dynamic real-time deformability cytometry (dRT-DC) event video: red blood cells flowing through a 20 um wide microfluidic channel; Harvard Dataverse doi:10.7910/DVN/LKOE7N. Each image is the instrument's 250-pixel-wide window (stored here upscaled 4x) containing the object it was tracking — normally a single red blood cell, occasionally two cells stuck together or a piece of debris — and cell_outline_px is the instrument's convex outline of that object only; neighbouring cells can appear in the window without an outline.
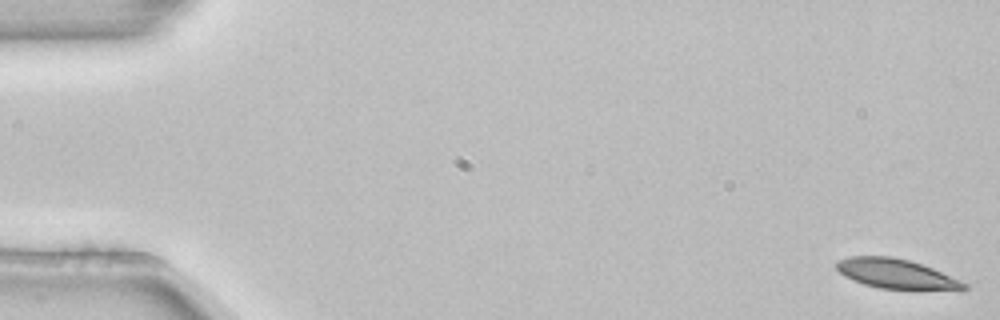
{"species": "common noctule bat (a hibernating species)", "species_latin": "Nyctalus noctula", "temperature_condition": "room temperature", "stored_images_in_passage": 4, "camera_frame_rate_fps": 3000, "um_per_image_px": 0.085, "animal": {"sex": "female", "body_mass_g": 22.7, "forearm_length_mm": 54.2}, "frame": {"image": 1, "passage_image": 1, "time_ms": 0.0, "image_size_px": [1000, 320], "cell_outline_px": [[968, 288], [880, 288], [864, 284], [852, 280], [844, 276], [836, 268], [836, 260], [848, 256], [892, 256], [908, 260], [932, 268], [960, 280], [968, 284]], "centroid_in_image_um": [76.05, 23.23], "position_along_channel_um": 9.0, "area_um2": 21.33}}
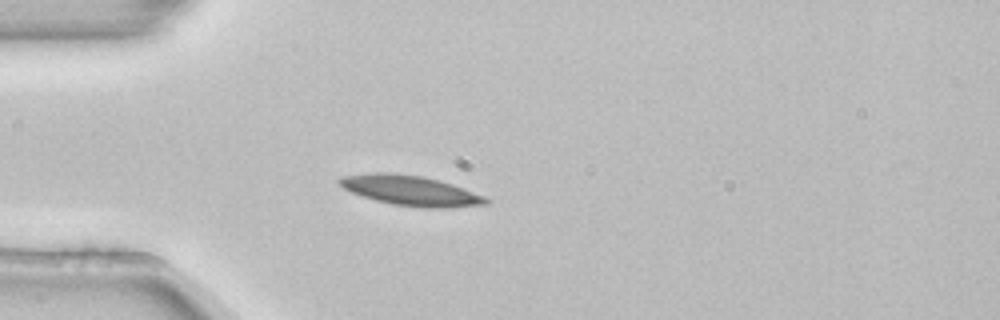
{"frame": {"image": 2, "passage_image": 4, "time_ms": 1.0, "image_size_px": [1000, 320], "cell_outline_px": [[488, 204], [448, 208], [420, 208], [392, 204], [376, 200], [352, 192], [336, 184], [336, 180], [340, 176], [372, 172], [388, 172], [420, 176], [452, 184], [464, 188], [484, 196], [488, 200]], "centroid_in_image_um": [34.85, 16.2], "position_along_channel_um": 50.1, "area_um2": 25.66}}